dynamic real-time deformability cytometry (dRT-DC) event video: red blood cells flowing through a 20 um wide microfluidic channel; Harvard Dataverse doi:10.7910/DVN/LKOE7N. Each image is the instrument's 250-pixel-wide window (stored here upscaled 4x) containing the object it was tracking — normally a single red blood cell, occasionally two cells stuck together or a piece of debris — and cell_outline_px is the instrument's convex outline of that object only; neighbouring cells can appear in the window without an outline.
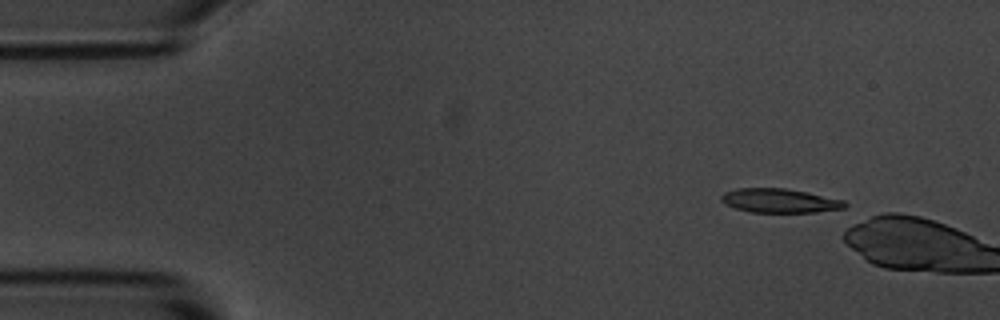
{"species": "common noctule bat (a hibernating species)", "species_latin": "Nyctalus noctula", "temperature_condition": "room temperature", "stored_images_in_passage": 2, "camera_frame_rate_fps": 3000, "um_per_image_px": 0.085, "animal": {"sex": "male", "body_mass_g": 20.1, "forearm_length_mm": 53.5}, "frame": {"image": 1, "passage_image": 1, "time_ms": 0.0, "image_size_px": [1000, 320], "cell_outline_px": [[848, 204], [844, 208], [816, 212], [752, 212], [736, 208], [724, 204], [720, 200], [720, 196], [724, 192], [736, 188], [784, 188], [808, 192], [844, 200]], "centroid_in_image_um": [66.25, 17.05], "position_along_channel_um": 18.7, "area_um2": 17.4}}